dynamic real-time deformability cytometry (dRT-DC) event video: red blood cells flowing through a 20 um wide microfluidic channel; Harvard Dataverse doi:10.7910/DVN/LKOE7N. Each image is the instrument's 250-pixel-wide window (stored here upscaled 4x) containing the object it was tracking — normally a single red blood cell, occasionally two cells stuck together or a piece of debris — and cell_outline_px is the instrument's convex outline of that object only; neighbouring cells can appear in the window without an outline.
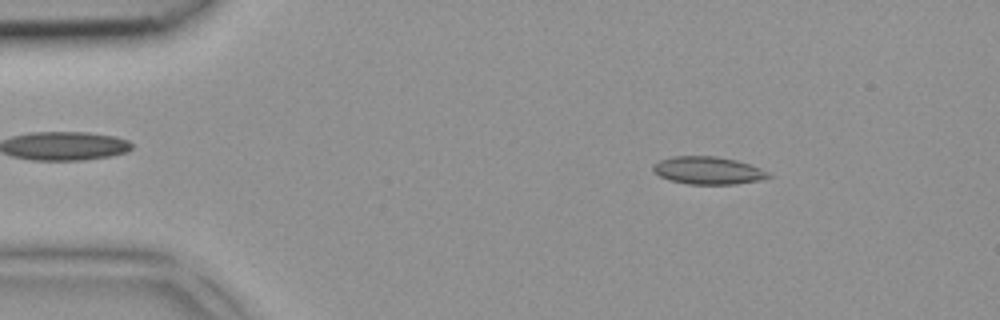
{"species": "common noctule bat (a hibernating species)", "species_latin": "Nyctalus noctula", "temperature_condition": "room temperature", "stored_images_in_passage": 2, "camera_frame_rate_fps": 3000, "um_per_image_px": 0.085, "animal": {"sex": "female", "body_mass_g": 18.4}, "frame": {"image": 1, "passage_image": 1, "time_ms": 0.0, "image_size_px": [1000, 320], "cell_outline_px": [[772, 176], [760, 180], [736, 184], [688, 184], [668, 180], [660, 176], [652, 168], [652, 164], [660, 160], [672, 156], [716, 156], [736, 160], [760, 168], [768, 172]], "centroid_in_image_um": [60.16, 14.49], "position_along_channel_um": 24.8, "area_um2": 18.55}}
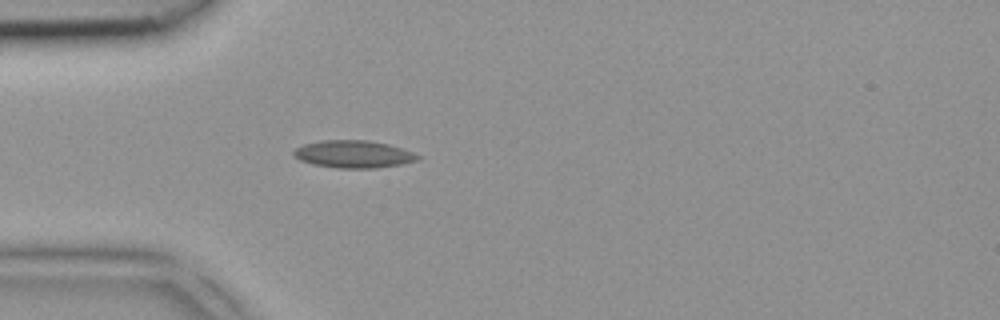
{"frame": {"image": 2, "passage_image": 2, "time_ms": 0.333, "image_size_px": [1000, 320], "cell_outline_px": [[420, 160], [400, 164], [376, 168], [336, 168], [312, 164], [300, 160], [292, 152], [296, 148], [304, 144], [320, 140], [368, 140], [388, 144], [412, 152], [420, 156]], "centroid_in_image_um": [30.04, 13.1], "position_along_channel_um": 55.0, "area_um2": 19.77}}